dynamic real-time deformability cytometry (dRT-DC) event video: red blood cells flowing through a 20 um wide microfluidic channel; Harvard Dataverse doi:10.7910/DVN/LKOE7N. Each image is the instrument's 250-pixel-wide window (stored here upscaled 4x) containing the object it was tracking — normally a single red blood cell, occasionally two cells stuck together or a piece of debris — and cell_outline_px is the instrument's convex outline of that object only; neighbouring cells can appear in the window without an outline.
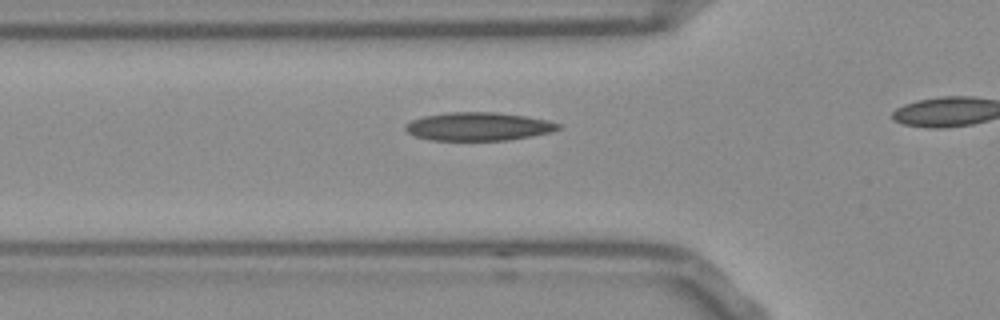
{"species": "Egyptian fruit bat (a non-hibernating species)", "species_latin": "Rousettus aegyptiacus", "temperature_condition": "room temperature", "stored_images_in_passage": 13, "camera_frame_rate_fps": 3000, "um_per_image_px": 0.085, "frame": {"image": 1, "passage_image": 8, "time_ms": 2.333, "image_size_px": [1000, 320], "cell_outline_px": [[560, 128], [552, 132], [532, 136], [508, 140], [428, 140], [416, 136], [408, 132], [404, 128], [404, 124], [412, 120], [424, 116], [448, 112], [496, 112], [524, 116], [548, 120], [560, 124]], "centroid_in_image_um": [40.66, 10.75], "position_along_channel_um": 85.1, "area_um2": 25.2}}
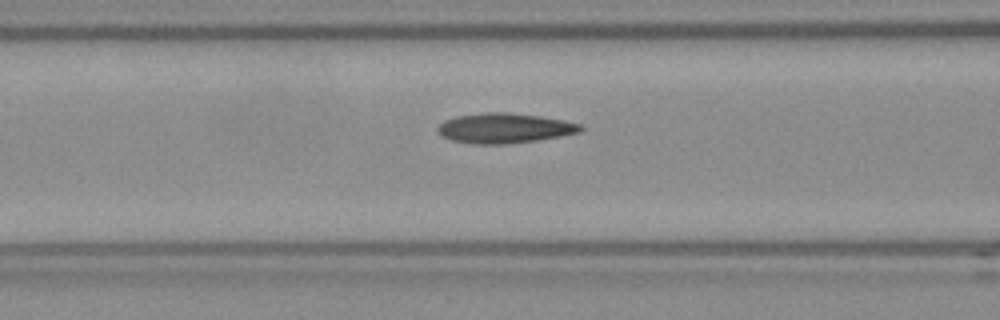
{"frame": {"image": 2, "passage_image": 11, "time_ms": 3.333, "image_size_px": [1000, 320], "cell_outline_px": [[584, 128], [580, 132], [560, 136], [536, 140], [504, 144], [472, 144], [452, 140], [440, 136], [436, 132], [436, 128], [444, 120], [456, 116], [484, 112], [508, 112], [540, 116], [564, 120], [580, 124]], "centroid_in_image_um": [42.83, 10.89], "position_along_channel_um": 123.8, "area_um2": 25.09}}